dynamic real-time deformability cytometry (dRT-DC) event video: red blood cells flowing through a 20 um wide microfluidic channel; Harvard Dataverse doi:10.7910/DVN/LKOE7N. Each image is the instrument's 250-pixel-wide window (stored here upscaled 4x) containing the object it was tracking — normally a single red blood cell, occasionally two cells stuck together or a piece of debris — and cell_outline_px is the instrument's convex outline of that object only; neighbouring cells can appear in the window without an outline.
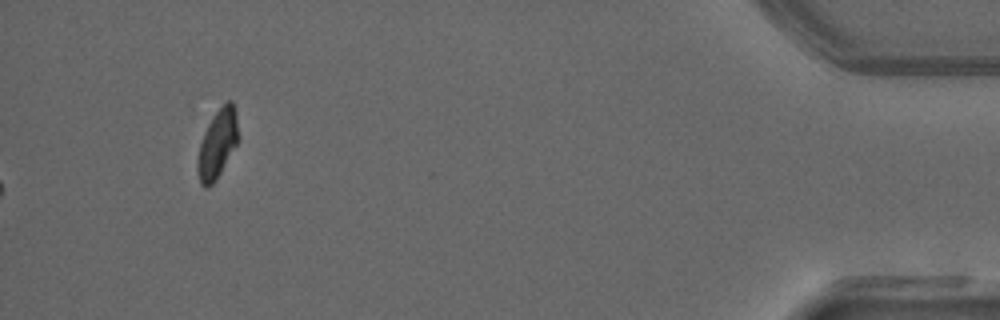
{"species": "common noctule bat (a hibernating species)", "species_latin": "Nyctalus noctula", "temperature_condition": "warm", "stored_images_in_passage": 53, "camera_frame_rate_fps": 3000, "um_per_image_px": 0.085, "animal": {"sex": "male", "forearm_length_mm": 52.5}, "frame": {"image": 1, "passage_image": 53, "time_ms": 17.333, "image_size_px": [1000, 320], "cell_outline_px": [[236, 144], [220, 172], [212, 184], [208, 188], [204, 188], [200, 184], [196, 168], [196, 164], [200, 144], [204, 132], [208, 124], [216, 112], [228, 100], [232, 100], [236, 112]], "centroid_in_image_um": [18.43, 12.26], "position_along_channel_um": 416.8, "area_um2": 15.72}}